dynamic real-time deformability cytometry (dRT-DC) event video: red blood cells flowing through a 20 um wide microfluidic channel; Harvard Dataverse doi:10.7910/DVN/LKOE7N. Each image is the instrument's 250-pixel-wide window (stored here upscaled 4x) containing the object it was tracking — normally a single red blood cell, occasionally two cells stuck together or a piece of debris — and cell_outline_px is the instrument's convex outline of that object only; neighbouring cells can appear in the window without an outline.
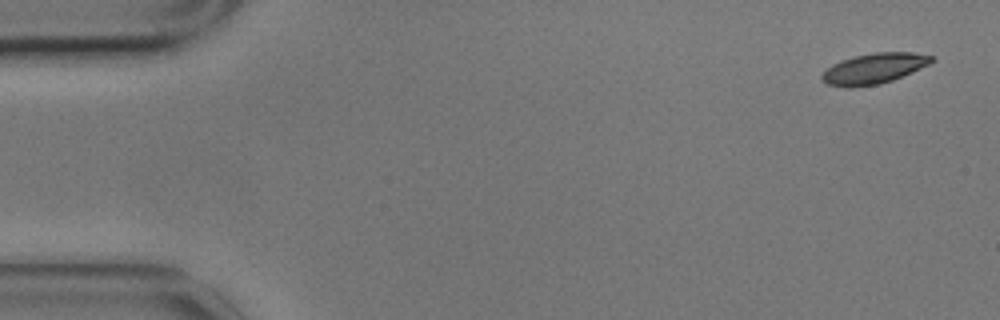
{"species": "common noctule bat (a hibernating species)", "species_latin": "Nyctalus noctula", "temperature_condition": "cold", "stored_images_in_passage": 4, "camera_frame_rate_fps": 3000, "um_per_image_px": 0.085, "animal": {"sex": "male", "body_mass_g": 17.9}, "frame": {"image": 1, "passage_image": 1, "time_ms": 0.0, "image_size_px": [1000, 320], "cell_outline_px": [[936, 60], [912, 72], [892, 80], [880, 84], [852, 88], [848, 88], [828, 84], [820, 76], [832, 64], [840, 60], [856, 56], [876, 52], [916, 52], [932, 56]], "centroid_in_image_um": [74.3, 5.82], "position_along_channel_um": 10.7, "area_um2": 19.42}}